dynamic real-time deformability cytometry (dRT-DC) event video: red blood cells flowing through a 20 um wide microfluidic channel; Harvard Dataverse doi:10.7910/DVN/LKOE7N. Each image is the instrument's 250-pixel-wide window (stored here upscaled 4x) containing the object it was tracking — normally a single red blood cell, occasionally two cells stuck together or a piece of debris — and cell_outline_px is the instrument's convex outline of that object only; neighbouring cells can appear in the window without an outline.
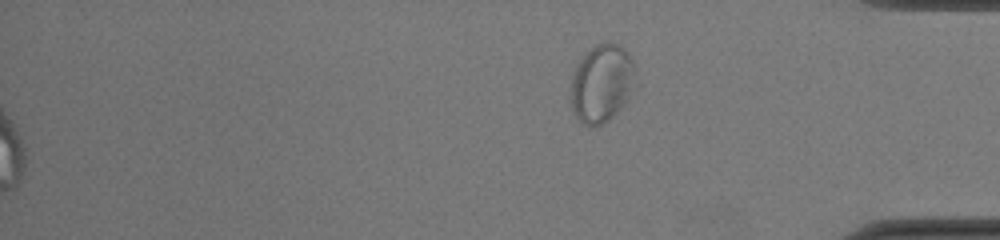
{"species": "common noctule bat (a hibernating species)", "species_latin": "Nyctalus noctula", "temperature_condition": "cold", "stored_images_in_passage": 52, "camera_frame_rate_fps": 3000, "um_per_image_px": 0.085, "animal": {"sex": "female", "body_mass_g": 22.0, "forearm_length_mm": 56.7}, "frame": {"image": 1, "passage_image": 52, "time_ms": 17.0, "image_size_px": [1000, 240], "cell_outline_px": [[628, 60], [620, 92], [612, 112], [604, 120], [596, 124], [588, 124], [580, 116], [576, 108], [576, 72], [580, 64], [588, 52], [592, 48], [600, 44], [612, 44], [620, 48], [624, 52]], "centroid_in_image_um": [50.98, 6.99], "position_along_channel_um": 384.2, "area_um2": 22.43}}